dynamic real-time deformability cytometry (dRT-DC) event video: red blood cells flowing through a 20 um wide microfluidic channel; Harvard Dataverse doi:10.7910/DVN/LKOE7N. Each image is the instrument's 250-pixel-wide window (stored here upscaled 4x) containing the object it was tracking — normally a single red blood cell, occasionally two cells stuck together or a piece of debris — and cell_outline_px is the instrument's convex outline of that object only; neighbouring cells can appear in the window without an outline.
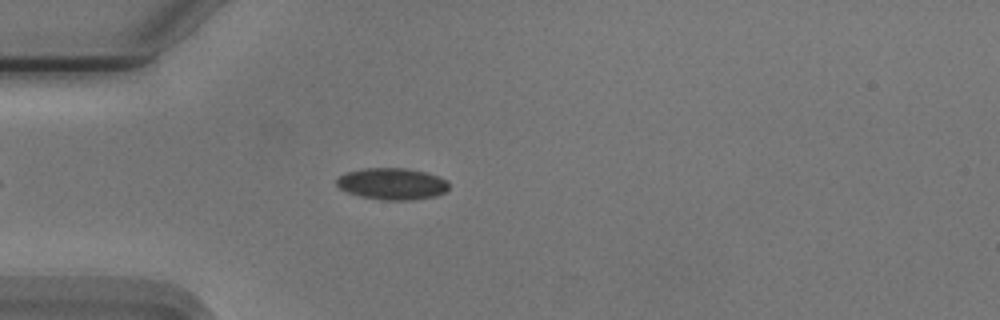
{"species": "Egyptian fruit bat (a non-hibernating species)", "species_latin": "Rousettus aegyptiacus", "temperature_condition": "cold", "stored_images_in_passage": 44, "camera_frame_rate_fps": 3000, "um_per_image_px": 0.085, "animal": {"sex": "male"}, "frame": {"image": 1, "passage_image": 8, "time_ms": 2.333, "image_size_px": [1000, 320], "cell_outline_px": [[448, 188], [444, 192], [436, 196], [412, 200], [384, 200], [360, 196], [348, 192], [340, 188], [336, 184], [336, 180], [344, 172], [364, 168], [404, 168], [424, 172], [448, 180]], "centroid_in_image_um": [33.31, 15.62], "position_along_channel_um": 51.7, "area_um2": 20.63}}
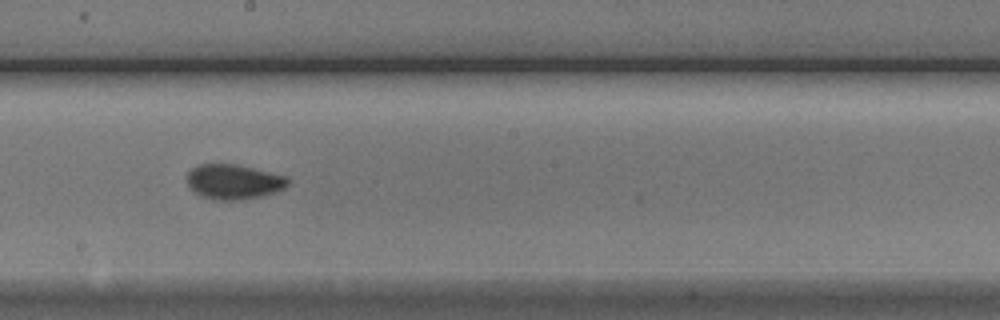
{"frame": {"image": 2, "passage_image": 23, "time_ms": 7.333, "image_size_px": [1000, 320], "cell_outline_px": [[288, 184], [284, 188], [260, 196], [244, 200], [212, 200], [200, 196], [192, 192], [188, 188], [188, 172], [192, 168], [200, 164], [236, 164], [288, 176]], "centroid_in_image_um": [19.82, 15.46], "position_along_channel_um": 228.4, "area_um2": 20.63}}
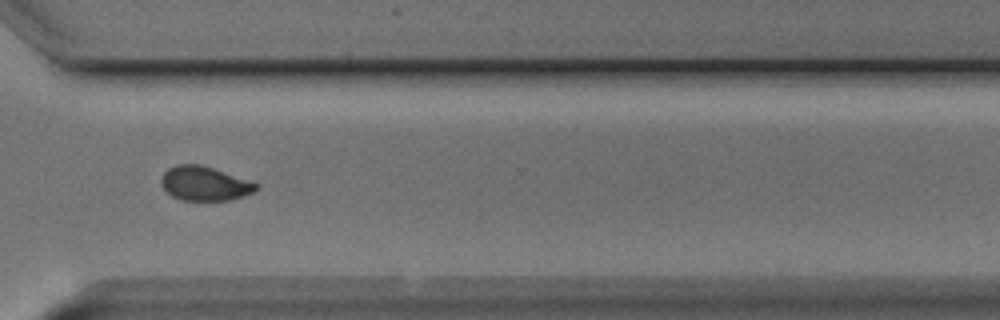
{"frame": {"image": 3, "passage_image": 33, "time_ms": 10.667, "image_size_px": [1000, 320], "cell_outline_px": [[260, 188], [252, 192], [232, 200], [180, 200], [172, 196], [160, 184], [160, 180], [164, 172], [168, 168], [176, 164], [200, 164], [260, 184]], "centroid_in_image_um": [17.38, 15.6], "position_along_channel_um": 353.2, "area_um2": 18.9}, "authors_computed_cell_mechanics": {"area_um2": 19.6809, "velocity_mm_per_s": 3.7439, "shape_relaxation_time_tau1_ms": 2.984, "shape_relaxation_time_tau2_ms": 1.8122, "deformation_change_tau1": 0.1042, "deformation_change_tau2": 0.0519}}